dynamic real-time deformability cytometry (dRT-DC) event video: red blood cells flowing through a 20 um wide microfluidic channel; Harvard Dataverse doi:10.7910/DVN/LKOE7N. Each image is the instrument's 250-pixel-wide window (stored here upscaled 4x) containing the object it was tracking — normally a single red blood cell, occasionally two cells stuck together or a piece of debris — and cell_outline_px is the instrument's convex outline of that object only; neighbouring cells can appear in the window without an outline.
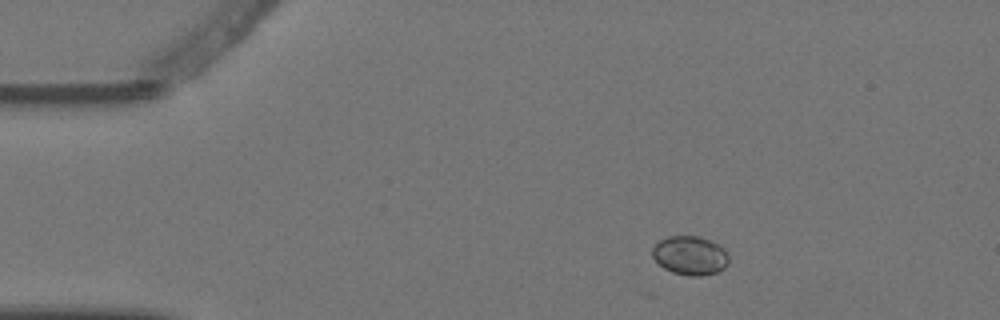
{"species": "Egyptian fruit bat (a non-hibernating species)", "species_latin": "Rousettus aegyptiacus", "temperature_condition": "warm", "stored_images_in_passage": 3, "camera_frame_rate_fps": 3000, "um_per_image_px": 0.085, "animal": {"sex": "female"}, "frame": {"image": 1, "passage_image": 1, "time_ms": 0.0, "image_size_px": [1000, 320], "cell_outline_px": [[728, 264], [724, 268], [716, 272], [700, 276], [688, 276], [672, 272], [664, 268], [652, 256], [652, 248], [660, 240], [668, 236], [700, 236], [720, 244], [724, 248], [728, 256]], "centroid_in_image_um": [58.67, 21.71], "position_along_channel_um": 26.3, "area_um2": 17.4}}